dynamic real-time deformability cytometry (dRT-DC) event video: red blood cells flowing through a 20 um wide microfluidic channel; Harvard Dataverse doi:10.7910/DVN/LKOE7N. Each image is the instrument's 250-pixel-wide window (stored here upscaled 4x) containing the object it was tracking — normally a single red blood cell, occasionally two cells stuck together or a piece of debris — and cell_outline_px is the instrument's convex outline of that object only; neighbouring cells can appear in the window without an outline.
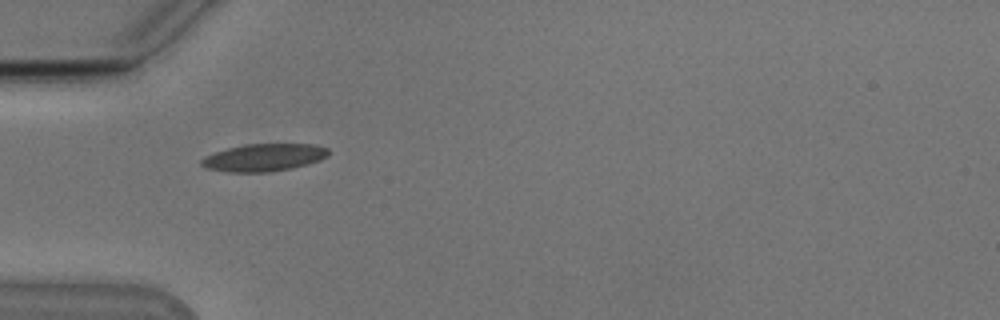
{"species": "Egyptian fruit bat (a non-hibernating species)", "species_latin": "Rousettus aegyptiacus", "temperature_condition": "cold", "stored_images_in_passage": 30, "camera_frame_rate_fps": 3000, "um_per_image_px": 0.085, "animal": {"sex": "male"}, "frame": {"image": 1, "passage_image": 1, "time_ms": 0.0, "image_size_px": [1000, 320], "cell_outline_px": [[328, 156], [320, 160], [308, 164], [292, 168], [268, 172], [228, 172], [208, 168], [200, 164], [200, 160], [204, 156], [228, 148], [244, 144], [316, 144], [328, 148]], "centroid_in_image_um": [22.45, 13.38], "position_along_channel_um": 62.6, "area_um2": 20.35}}
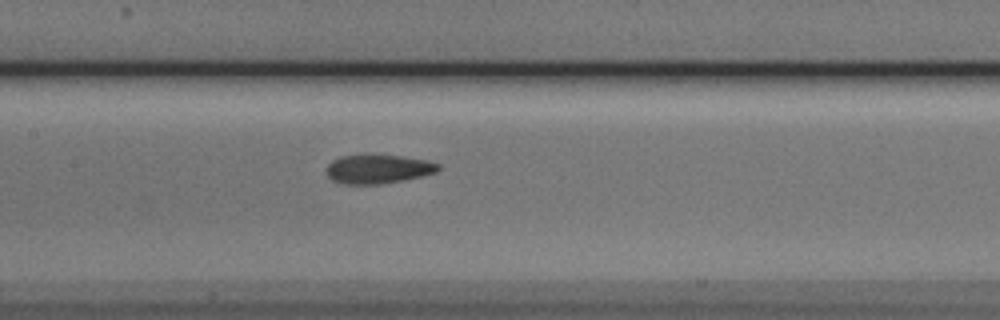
{"frame": {"image": 2, "passage_image": 10, "time_ms": 3.0, "image_size_px": [1000, 320], "cell_outline_px": [[440, 168], [436, 172], [420, 176], [380, 184], [348, 184], [332, 180], [324, 172], [324, 168], [332, 160], [340, 156], [364, 152], [372, 152], [428, 160], [440, 164]], "centroid_in_image_um": [32.06, 14.31], "position_along_channel_um": 175.3, "area_um2": 19.54}}
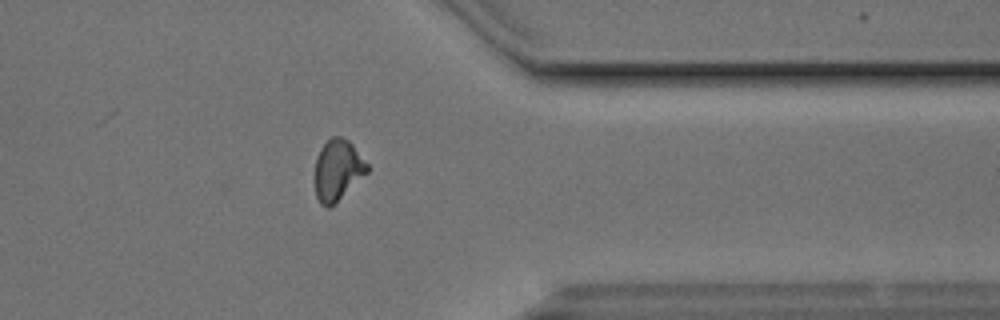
{"frame": {"image": 3, "passage_image": 27, "time_ms": 8.667, "image_size_px": [1000, 320], "cell_outline_px": [[368, 172], [328, 208], [320, 204], [316, 196], [316, 156], [320, 148], [332, 136], [340, 136], [348, 140], [352, 144], [368, 164]], "centroid_in_image_um": [28.7, 14.42], "position_along_channel_um": 382.7, "area_um2": 18.15}, "authors_computed_cell_mechanics": {"area_um2": 19.1029, "velocity_mm_per_s": 3.8273, "shape_relaxation_time_tau1_ms": 6.4487, "shape_relaxation_time_tau2_ms": 2.1457, "deformation_change_tau1": 0.155, "deformation_change_tau2": 0.0705}}